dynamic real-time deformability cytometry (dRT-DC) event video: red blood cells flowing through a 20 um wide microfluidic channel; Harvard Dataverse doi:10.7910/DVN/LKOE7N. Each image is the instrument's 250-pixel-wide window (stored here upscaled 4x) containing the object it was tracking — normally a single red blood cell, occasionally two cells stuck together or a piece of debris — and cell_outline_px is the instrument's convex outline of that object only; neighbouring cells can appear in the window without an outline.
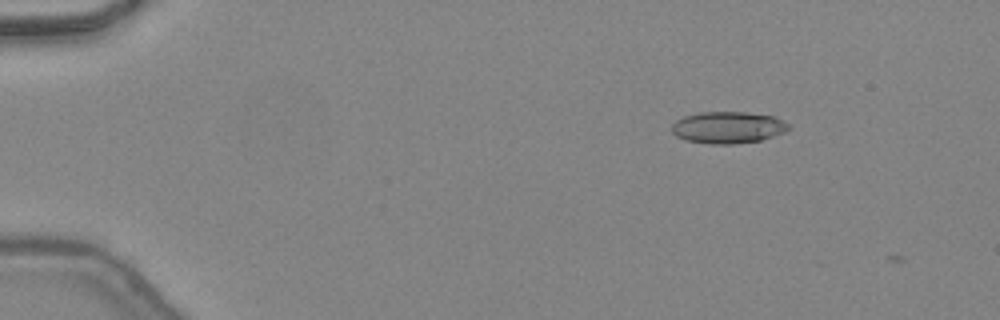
{"species": "common noctule bat (a hibernating species)", "species_latin": "Nyctalus noctula", "temperature_condition": "warm", "stored_images_in_passage": 6, "camera_frame_rate_fps": 3000, "um_per_image_px": 0.085, "animal": {"sex": "female", "body_mass_g": 24.6, "forearm_length_mm": 56.2}, "frame": {"image": 1, "passage_image": 3, "time_ms": 0.667, "image_size_px": [1000, 320], "cell_outline_px": [[788, 128], [784, 132], [760, 140], [732, 144], [712, 144], [688, 140], [676, 136], [672, 132], [672, 124], [676, 120], [684, 116], [700, 112], [744, 112], [772, 116], [788, 124]], "centroid_in_image_um": [61.82, 10.83], "position_along_channel_um": 23.2, "area_um2": 21.27}}